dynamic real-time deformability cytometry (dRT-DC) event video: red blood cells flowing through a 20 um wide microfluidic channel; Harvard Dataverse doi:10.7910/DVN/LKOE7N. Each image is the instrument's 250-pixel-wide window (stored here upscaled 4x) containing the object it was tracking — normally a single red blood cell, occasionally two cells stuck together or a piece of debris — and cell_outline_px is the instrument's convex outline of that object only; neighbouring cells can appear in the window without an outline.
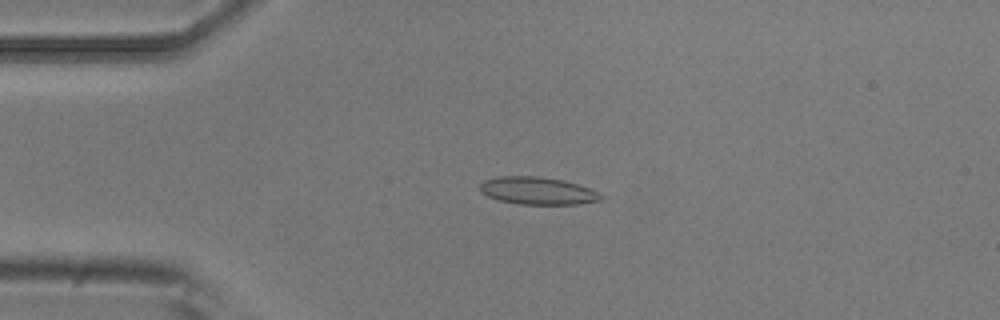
{"species": "common noctule bat (a hibernating species)", "species_latin": "Nyctalus noctula", "temperature_condition": "room temperature", "stored_images_in_passage": 6, "camera_frame_rate_fps": 3000, "um_per_image_px": 0.085, "animal": {"sex": "male", "body_mass_g": 20.5, "forearm_length_mm": 52.5}, "frame": {"image": 1, "passage_image": 1, "time_ms": 0.0, "image_size_px": [1000, 320], "cell_outline_px": [[604, 196], [600, 200], [576, 204], [520, 204], [500, 200], [488, 196], [480, 192], [480, 184], [484, 180], [496, 176], [540, 176], [564, 180], [588, 188]], "centroid_in_image_um": [45.65, 16.2], "position_along_channel_um": 39.3, "area_um2": 19.25}}
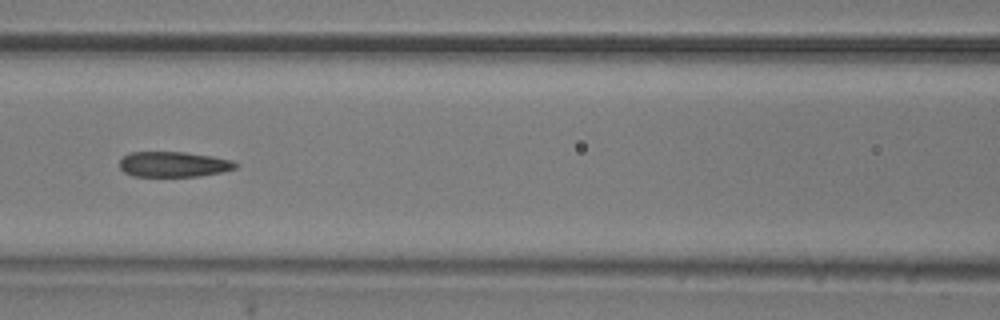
{"frame": {"image": 2, "passage_image": 4, "time_ms": 1.0, "image_size_px": [1000, 320], "cell_outline_px": [[240, 164], [236, 168], [220, 172], [200, 176], [132, 176], [124, 172], [120, 168], [120, 160], [124, 156], [132, 152], [184, 152], [212, 156], [232, 160]], "centroid_in_image_um": [14.77, 13.96], "position_along_channel_um": 151.8, "area_um2": 17.11}}
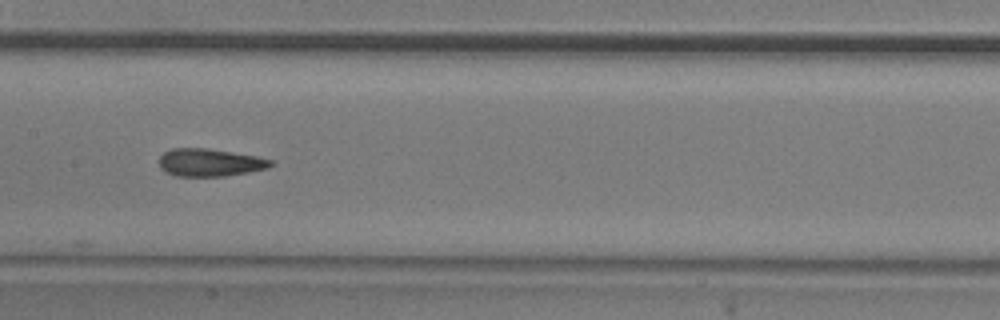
{"frame": {"image": 3, "passage_image": 5, "time_ms": 1.333, "image_size_px": [1000, 320], "cell_outline_px": [[272, 164], [268, 168], [248, 172], [224, 176], [176, 176], [160, 168], [160, 156], [164, 152], [172, 148], [208, 148], [256, 156], [272, 160]], "centroid_in_image_um": [17.83, 13.81], "position_along_channel_um": 189.6, "area_um2": 17.86}}